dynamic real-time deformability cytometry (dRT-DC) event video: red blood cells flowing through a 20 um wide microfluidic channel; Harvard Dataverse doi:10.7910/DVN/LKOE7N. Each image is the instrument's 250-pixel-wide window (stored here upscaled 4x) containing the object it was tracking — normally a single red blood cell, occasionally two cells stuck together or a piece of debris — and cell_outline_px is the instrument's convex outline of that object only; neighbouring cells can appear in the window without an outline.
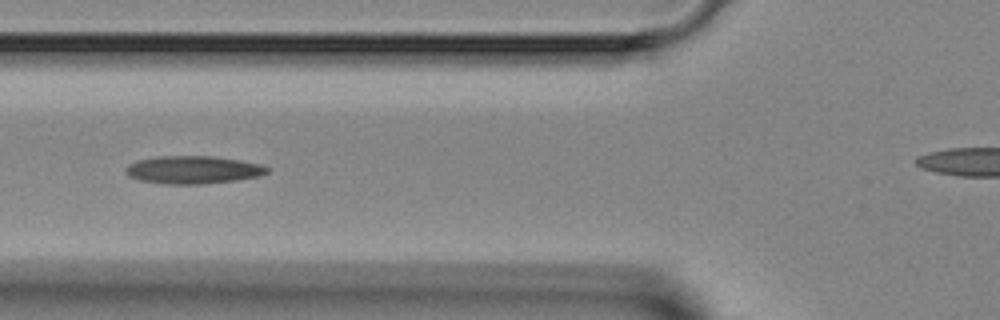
{"species": "Egyptian fruit bat (a non-hibernating species)", "species_latin": "Rousettus aegyptiacus", "temperature_condition": "room temperature", "stored_images_in_passage": 5, "camera_frame_rate_fps": 3000, "um_per_image_px": 0.085, "animal": {"sex": "female"}, "frame": {"image": 1, "passage_image": 5, "time_ms": 4.667, "image_size_px": [1000, 320], "cell_outline_px": [[268, 172], [260, 176], [236, 180], [200, 184], [168, 184], [140, 180], [128, 176], [124, 168], [128, 164], [136, 160], [160, 156], [212, 156], [240, 160], [260, 164], [268, 168]], "centroid_in_image_um": [16.38, 14.43], "position_along_channel_um": 109.4, "area_um2": 22.89}}